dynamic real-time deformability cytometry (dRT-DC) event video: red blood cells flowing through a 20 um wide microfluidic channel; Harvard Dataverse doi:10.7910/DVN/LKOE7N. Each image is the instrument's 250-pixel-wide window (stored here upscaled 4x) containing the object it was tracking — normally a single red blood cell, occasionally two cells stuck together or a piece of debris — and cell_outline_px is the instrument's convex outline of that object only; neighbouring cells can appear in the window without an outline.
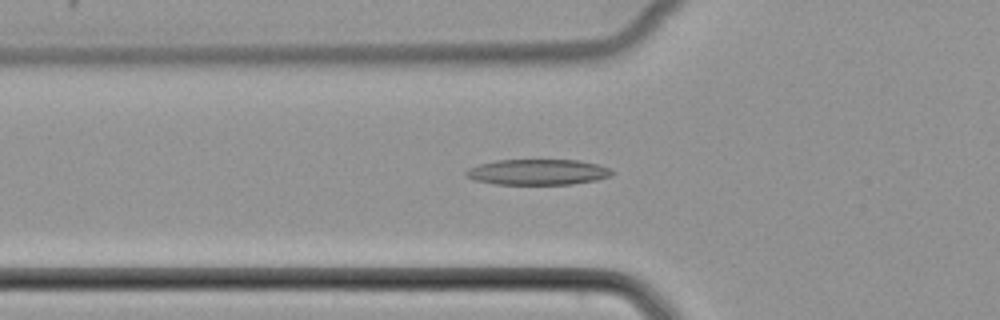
{"species": "common noctule bat (a hibernating species)", "species_latin": "Nyctalus noctula", "temperature_condition": "cold", "stored_images_in_passage": 36, "camera_frame_rate_fps": 3000, "um_per_image_px": 0.085, "animal": {"sex": "female", "body_mass_g": 22.7, "forearm_length_mm": 54.2}, "frame": {"image": 1, "passage_image": 7, "time_ms": 2.0, "image_size_px": [1000, 320], "cell_outline_px": [[616, 172], [612, 176], [596, 180], [572, 184], [496, 184], [472, 180], [464, 176], [464, 172], [468, 168], [480, 164], [496, 160], [580, 160], [596, 164], [608, 168]], "centroid_in_image_um": [45.69, 14.63], "position_along_channel_um": 80.1, "area_um2": 21.96}}
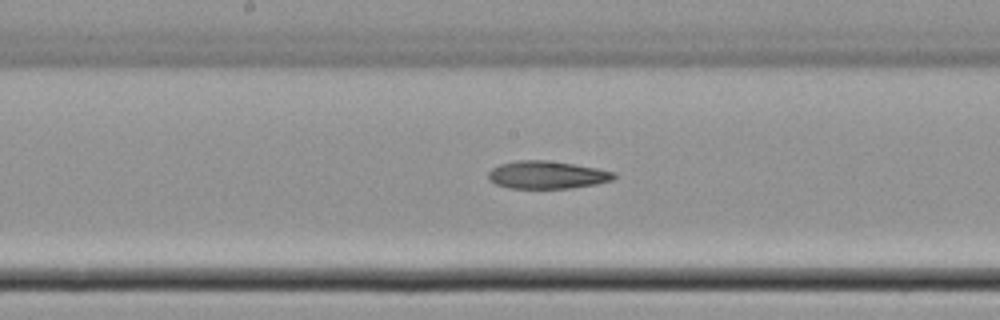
{"frame": {"image": 2, "passage_image": 16, "time_ms": 5.0, "image_size_px": [1000, 320], "cell_outline_px": [[616, 176], [612, 180], [596, 184], [572, 188], [508, 188], [496, 184], [488, 180], [488, 172], [492, 168], [500, 164], [516, 160], [544, 160], [572, 164], [596, 168], [616, 172]], "centroid_in_image_um": [46.47, 14.87], "position_along_channel_um": 201.7, "area_um2": 20.29}}
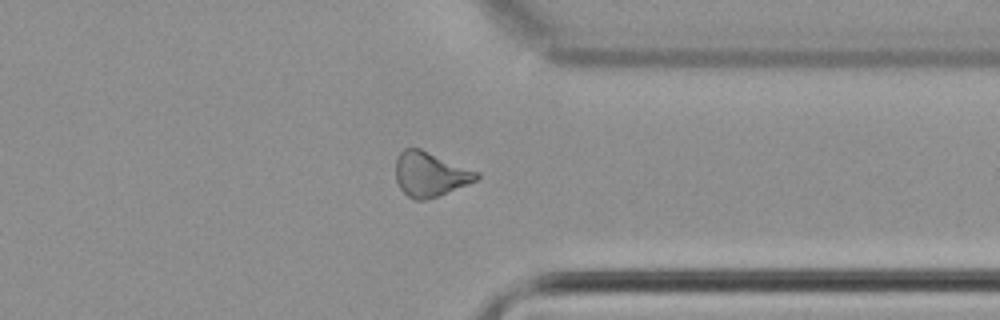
{"frame": {"image": 3, "passage_image": 29, "time_ms": 9.333, "image_size_px": [1000, 320], "cell_outline_px": [[480, 176], [476, 180], [468, 184], [436, 196], [424, 200], [416, 200], [408, 196], [400, 188], [396, 180], [396, 160], [400, 152], [404, 148], [420, 148], [480, 172]], "centroid_in_image_um": [36.56, 14.79], "position_along_channel_um": 374.8, "area_um2": 20.87}}